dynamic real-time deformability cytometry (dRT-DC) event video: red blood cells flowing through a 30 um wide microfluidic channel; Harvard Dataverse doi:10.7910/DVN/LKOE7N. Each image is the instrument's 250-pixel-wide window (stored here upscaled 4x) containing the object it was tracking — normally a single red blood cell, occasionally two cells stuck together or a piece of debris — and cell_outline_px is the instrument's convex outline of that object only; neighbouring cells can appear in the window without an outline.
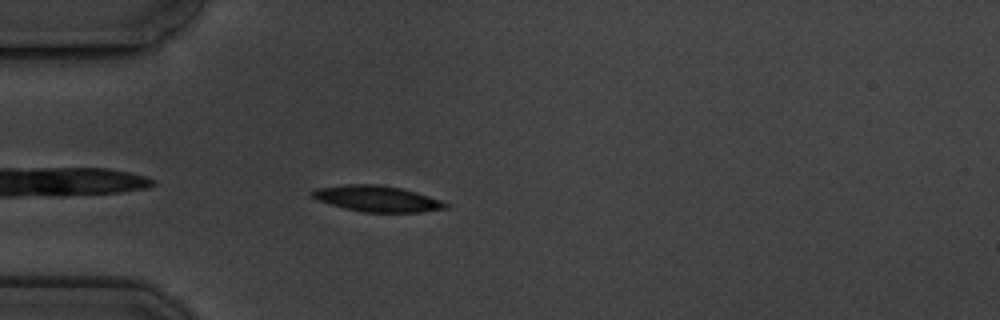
{"species": "common noctule bat (a hibernating species)", "species_latin": "Nyctalus noctula", "temperature_condition": "cold", "stored_images_in_passage": 1, "camera_frame_rate_fps": 3000, "um_per_image_px": 0.085, "animal": {"sex": "male", "body_mass_g": 19.5, "forearm_length_mm": 54.6}, "frame": {"image": 1, "passage_image": 1, "time_ms": 0.0, "image_size_px": [1000, 320], "cell_outline_px": [[448, 208], [424, 212], [364, 212], [344, 208], [316, 200], [308, 192], [316, 188], [348, 184], [380, 184], [400, 188], [416, 192], [440, 200], [448, 204]], "centroid_in_image_um": [32.02, 16.89], "position_along_channel_um": 53.0, "area_um2": 20.23}}